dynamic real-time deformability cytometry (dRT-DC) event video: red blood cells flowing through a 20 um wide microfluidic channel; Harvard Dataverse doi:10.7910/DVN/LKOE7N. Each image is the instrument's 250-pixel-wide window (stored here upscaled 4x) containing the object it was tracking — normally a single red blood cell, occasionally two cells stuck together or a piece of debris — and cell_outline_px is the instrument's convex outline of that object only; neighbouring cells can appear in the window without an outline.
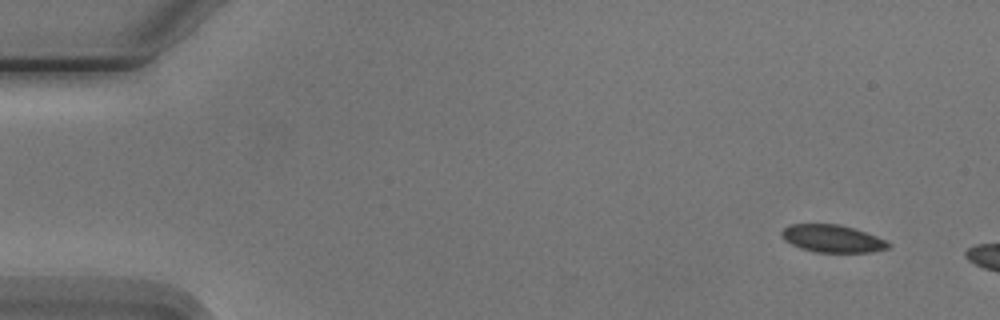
{"species": "Egyptian fruit bat (a non-hibernating species)", "species_latin": "Rousettus aegyptiacus", "temperature_condition": "cold", "stored_images_in_passage": 3, "camera_frame_rate_fps": 3000, "um_per_image_px": 0.085, "animal": {"sex": "male"}, "frame": {"image": 1, "passage_image": 1, "time_ms": 0.0, "image_size_px": [1000, 320], "cell_outline_px": [[892, 244], [888, 248], [872, 252], [816, 252], [800, 248], [784, 240], [780, 236], [780, 232], [788, 224], [840, 224], [856, 228], [888, 240]], "centroid_in_image_um": [70.77, 20.27], "position_along_channel_um": 14.2, "area_um2": 17.4}}